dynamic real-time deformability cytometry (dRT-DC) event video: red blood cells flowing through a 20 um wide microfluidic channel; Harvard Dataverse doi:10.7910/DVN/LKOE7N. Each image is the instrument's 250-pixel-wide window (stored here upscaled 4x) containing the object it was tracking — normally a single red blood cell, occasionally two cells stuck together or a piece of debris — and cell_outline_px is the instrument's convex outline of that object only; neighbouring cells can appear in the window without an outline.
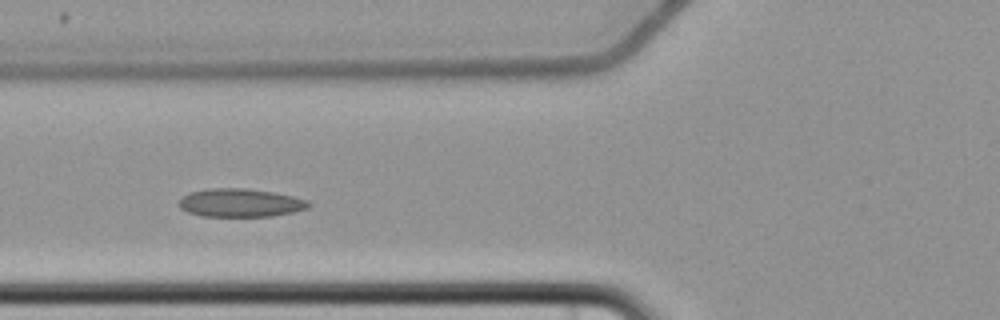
{"species": "common noctule bat (a hibernating species)", "species_latin": "Nyctalus noctula", "temperature_condition": "cold", "stored_images_in_passage": 8, "camera_frame_rate_fps": 3000, "um_per_image_px": 0.085, "animal": {"sex": "female", "body_mass_g": 22.7, "forearm_length_mm": 54.2}, "frame": {"image": 1, "passage_image": 5, "time_ms": 5.667, "image_size_px": [1000, 320], "cell_outline_px": [[312, 204], [308, 208], [292, 212], [272, 216], [200, 216], [188, 212], [180, 208], [176, 204], [188, 192], [204, 188], [244, 188], [272, 192], [292, 196], [308, 200]], "centroid_in_image_um": [20.39, 17.23], "position_along_channel_um": 105.4, "area_um2": 21.5}}
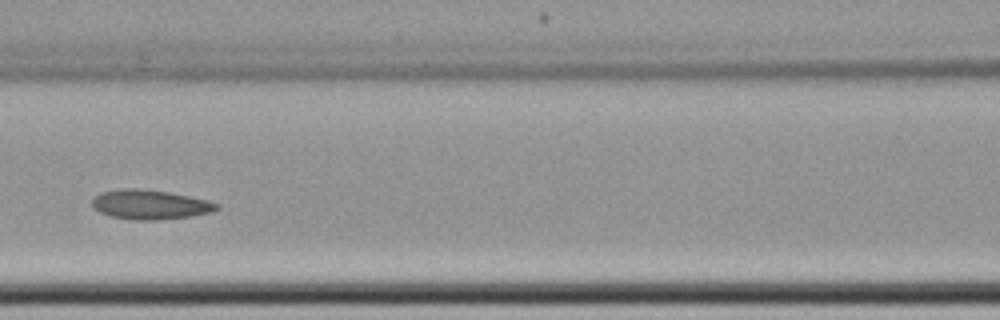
{"frame": {"image": 2, "passage_image": 6, "time_ms": 7.0, "image_size_px": [1000, 320], "cell_outline_px": [[220, 208], [212, 212], [188, 216], [156, 220], [136, 220], [112, 216], [100, 212], [92, 208], [92, 200], [100, 192], [120, 188], [136, 188], [168, 192], [208, 200], [220, 204]], "centroid_in_image_um": [12.75, 17.38], "position_along_channel_um": 153.9, "area_um2": 21.33}}
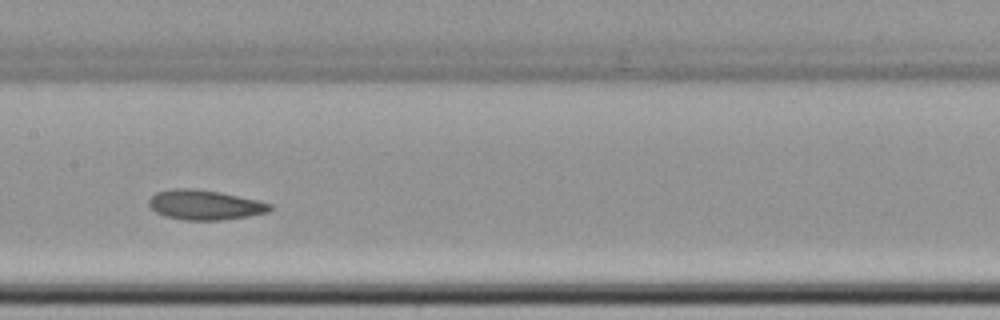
{"frame": {"image": 3, "passage_image": 7, "time_ms": 8.0, "image_size_px": [1000, 320], "cell_outline_px": [[272, 208], [268, 212], [248, 216], [220, 220], [184, 220], [168, 216], [156, 212], [148, 204], [148, 200], [156, 192], [172, 188], [192, 188], [220, 192], [256, 200], [272, 204]], "centroid_in_image_um": [17.4, 17.41], "position_along_channel_um": 190.0, "area_um2": 20.87}}